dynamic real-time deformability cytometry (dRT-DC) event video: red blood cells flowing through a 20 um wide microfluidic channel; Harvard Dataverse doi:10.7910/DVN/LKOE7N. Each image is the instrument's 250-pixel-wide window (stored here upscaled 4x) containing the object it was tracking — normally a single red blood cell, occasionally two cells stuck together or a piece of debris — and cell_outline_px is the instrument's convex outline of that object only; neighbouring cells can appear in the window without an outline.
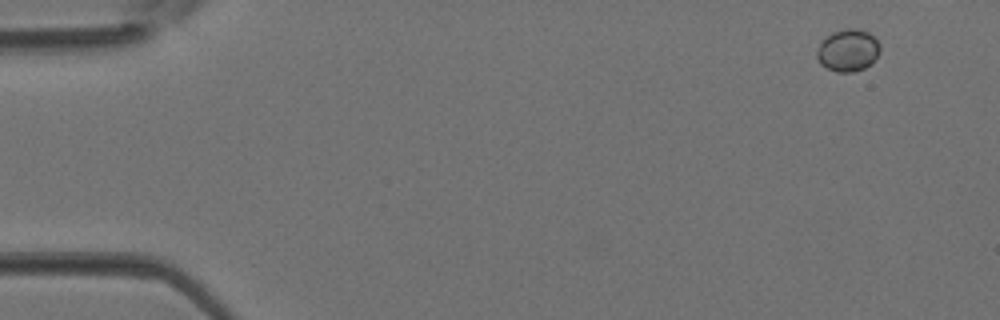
{"species": "Egyptian fruit bat (a non-hibernating species)", "species_latin": "Rousettus aegyptiacus", "temperature_condition": "room temperature", "stored_images_in_passage": 4, "camera_frame_rate_fps": 3000, "um_per_image_px": 0.085, "animal": {"sex": "female"}, "frame": {"image": 1, "passage_image": 1, "time_ms": 0.0, "image_size_px": [1000, 320], "cell_outline_px": [[880, 52], [864, 68], [852, 72], [836, 72], [820, 64], [816, 56], [816, 52], [820, 44], [832, 32], [848, 28], [856, 28], [868, 32], [880, 44]], "centroid_in_image_um": [72.06, 4.28], "position_along_channel_um": 12.9, "area_um2": 15.26}}